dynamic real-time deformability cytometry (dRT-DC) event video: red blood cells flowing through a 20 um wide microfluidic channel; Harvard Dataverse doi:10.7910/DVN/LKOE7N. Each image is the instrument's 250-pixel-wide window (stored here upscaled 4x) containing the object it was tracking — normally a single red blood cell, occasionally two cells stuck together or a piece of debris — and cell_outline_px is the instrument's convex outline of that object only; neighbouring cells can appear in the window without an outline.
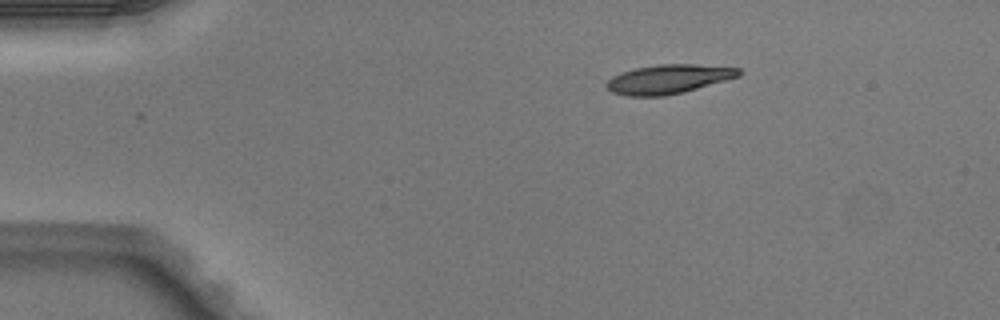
{"species": "Egyptian fruit bat (a non-hibernating species)", "species_latin": "Rousettus aegyptiacus", "temperature_condition": "warm", "stored_images_in_passage": 2, "camera_frame_rate_fps": 3000, "um_per_image_px": 0.085, "animal": {"sex": "male"}, "frame": {"image": 1, "passage_image": 1, "time_ms": 0.0, "image_size_px": [1000, 320], "cell_outline_px": [[744, 72], [740, 76], [684, 92], [664, 96], [628, 96], [612, 92], [604, 84], [612, 76], [636, 68], [660, 64], [696, 64], [740, 68]], "centroid_in_image_um": [56.85, 6.72], "position_along_channel_um": 28.1, "area_um2": 22.43}}